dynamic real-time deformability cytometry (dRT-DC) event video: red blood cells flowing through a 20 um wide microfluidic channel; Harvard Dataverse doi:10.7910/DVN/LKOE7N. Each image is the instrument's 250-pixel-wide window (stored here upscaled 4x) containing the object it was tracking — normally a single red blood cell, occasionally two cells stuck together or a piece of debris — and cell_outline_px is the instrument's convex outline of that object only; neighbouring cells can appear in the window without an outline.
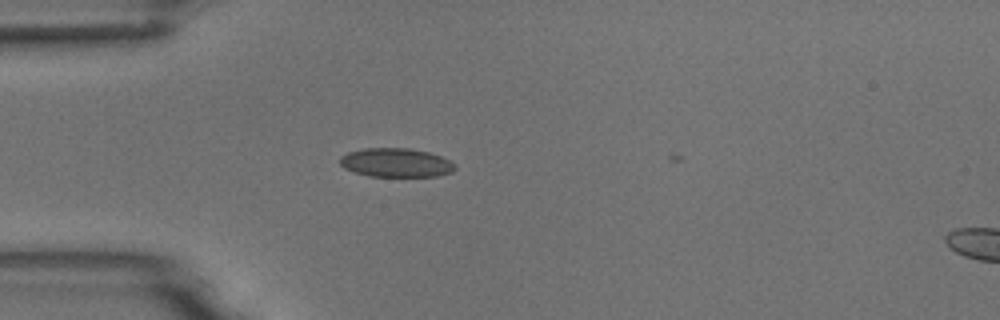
{"species": "common noctule bat (a hibernating species)", "species_latin": "Nyctalus noctula", "temperature_condition": "room temperature", "stored_images_in_passage": 2, "segment_of_instrument_passage": [1, 2], "camera_frame_rate_fps": 3000, "um_per_image_px": 0.085, "animal": {"sex": "male", "body_mass_g": 18.8}, "frame": {"image": 1, "passage_image": 1, "time_ms": 0.0, "image_size_px": [1000, 320], "cell_outline_px": [[456, 168], [452, 172], [436, 176], [368, 176], [352, 172], [344, 168], [340, 164], [340, 156], [348, 152], [364, 148], [408, 148], [428, 152], [452, 160], [456, 164]], "centroid_in_image_um": [33.66, 13.82], "position_along_channel_um": 51.3, "area_um2": 19.54}}